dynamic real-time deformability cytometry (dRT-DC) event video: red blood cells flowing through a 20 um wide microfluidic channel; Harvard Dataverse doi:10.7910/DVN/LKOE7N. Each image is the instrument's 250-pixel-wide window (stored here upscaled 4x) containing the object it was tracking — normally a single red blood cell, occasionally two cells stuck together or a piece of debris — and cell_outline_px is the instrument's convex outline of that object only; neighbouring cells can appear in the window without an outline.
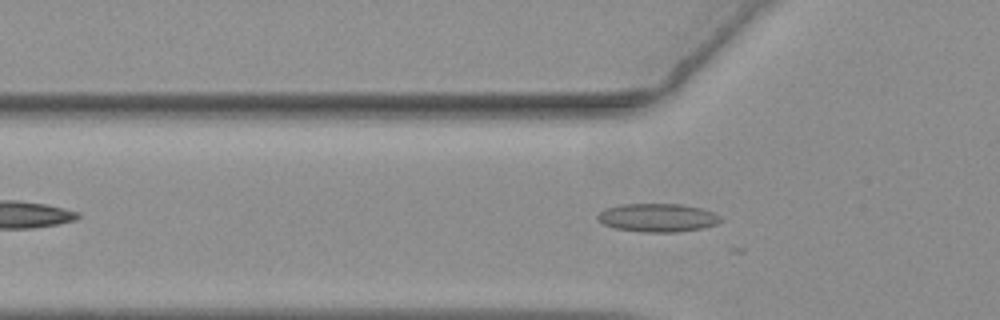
{"species": "common noctule bat (a hibernating species)", "species_latin": "Nyctalus noctula", "temperature_condition": "warm", "stored_images_in_passage": 38, "camera_frame_rate_fps": 3000, "um_per_image_px": 0.085, "animal": {"sex": "female", "body_mass_g": 19.3, "forearm_length_mm": 54.1}, "frame": {"image": 1, "passage_image": 11, "time_ms": 3.333, "image_size_px": [1000, 320], "cell_outline_px": [[724, 220], [716, 224], [704, 228], [680, 232], [640, 232], [616, 228], [604, 224], [596, 216], [604, 208], [620, 204], [680, 204], [700, 208], [712, 212], [720, 216]], "centroid_in_image_um": [55.91, 18.51], "position_along_channel_um": 69.9, "area_um2": 20.4}}
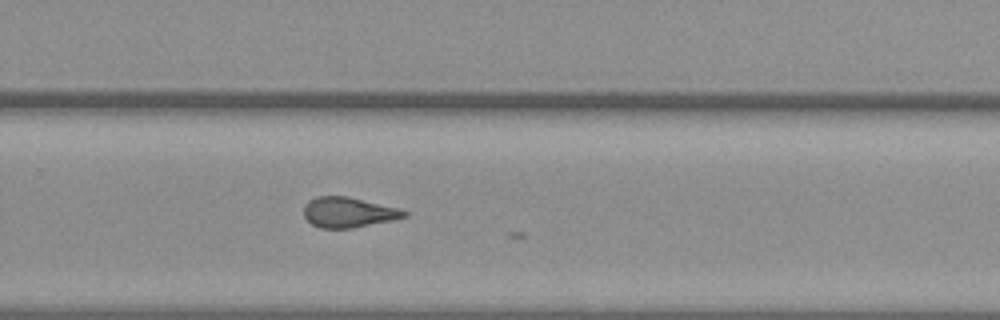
{"frame": {"image": 2, "passage_image": 30, "time_ms": 9.667, "image_size_px": [1000, 320], "cell_outline_px": [[408, 216], [392, 220], [352, 228], [320, 228], [312, 224], [304, 216], [304, 204], [308, 200], [316, 196], [348, 196], [400, 208], [408, 212]], "centroid_in_image_um": [29.61, 18.03], "position_along_channel_um": 300.2, "area_um2": 17.8}}
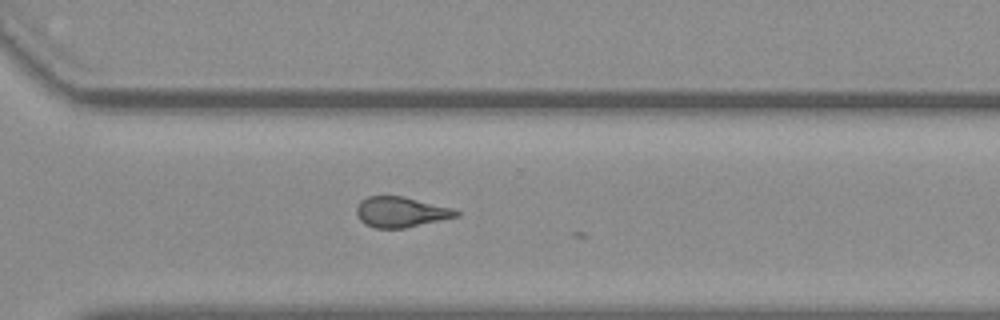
{"frame": {"image": 3, "passage_image": 33, "time_ms": 10.667, "image_size_px": [1000, 320], "cell_outline_px": [[460, 216], [404, 228], [376, 228], [364, 224], [356, 216], [356, 208], [360, 200], [368, 196], [404, 196], [456, 208], [460, 212]], "centroid_in_image_um": [34.09, 18.01], "position_along_channel_um": 336.5, "area_um2": 17.98}, "authors_computed_cell_mechanics": {"area_um2": 17.8313, "velocity_mm_per_s": 3.5418, "shape_relaxation_time_tau1_ms": 1.483, "shape_relaxation_time_tau2_ms": null, "deformation_change_tau1": 0.255, "deformation_change_tau2": null}}